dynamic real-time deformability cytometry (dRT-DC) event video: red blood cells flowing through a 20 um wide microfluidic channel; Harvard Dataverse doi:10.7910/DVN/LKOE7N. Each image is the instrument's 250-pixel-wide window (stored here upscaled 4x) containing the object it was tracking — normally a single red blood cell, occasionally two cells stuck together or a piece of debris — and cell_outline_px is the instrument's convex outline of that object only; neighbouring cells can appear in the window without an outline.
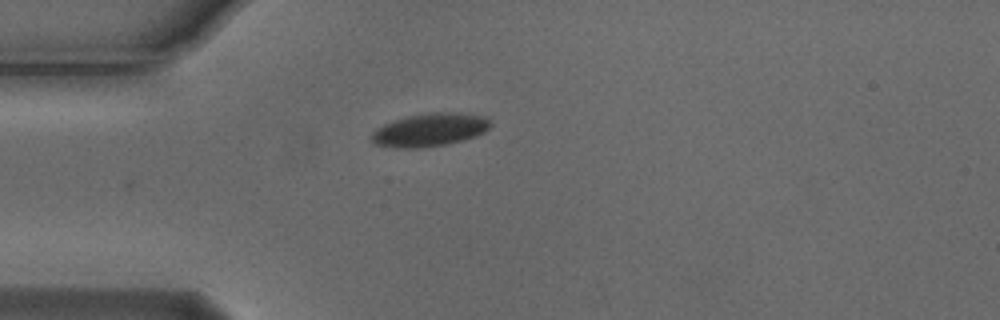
{"species": "Egyptian fruit bat (a non-hibernating species)", "species_latin": "Rousettus aegyptiacus", "temperature_condition": "cold", "stored_images_in_passage": 2, "camera_frame_rate_fps": 3000, "um_per_image_px": 0.085, "animal": {"sex": "male"}, "frame": {"image": 1, "passage_image": 2, "time_ms": 0.333, "image_size_px": [1000, 320], "cell_outline_px": [[492, 124], [484, 132], [476, 136], [448, 144], [424, 148], [392, 148], [376, 144], [368, 136], [376, 128], [384, 124], [408, 116], [428, 112], [448, 112], [488, 116], [492, 120]], "centroid_in_image_um": [36.54, 11.04], "position_along_channel_um": 48.5, "area_um2": 23.24}}